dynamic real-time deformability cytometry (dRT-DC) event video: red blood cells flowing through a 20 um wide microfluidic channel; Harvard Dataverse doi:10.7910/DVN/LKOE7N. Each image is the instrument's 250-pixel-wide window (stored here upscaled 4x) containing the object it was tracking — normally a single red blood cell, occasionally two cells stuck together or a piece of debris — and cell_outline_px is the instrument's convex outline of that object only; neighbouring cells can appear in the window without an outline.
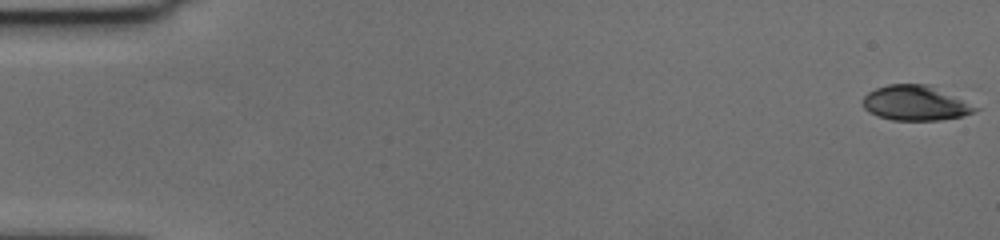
{"species": "human", "species_latin": "Homo sapiens", "temperature_condition": "cold", "stored_images_in_passage": 58, "camera_frame_rate_fps": 3000, "um_per_image_px": 0.085, "donor": {"sex": "female"}, "frame": {"image": 1, "passage_image": 1, "time_ms": 0.0, "image_size_px": [1000, 240], "cell_outline_px": [[980, 108], [964, 116], [940, 120], [892, 120], [876, 116], [868, 112], [864, 108], [860, 100], [868, 92], [876, 88], [888, 84], [932, 84]], "centroid_in_image_um": [77.78, 8.75], "position_along_channel_um": 7.2, "area_um2": 23.24}}
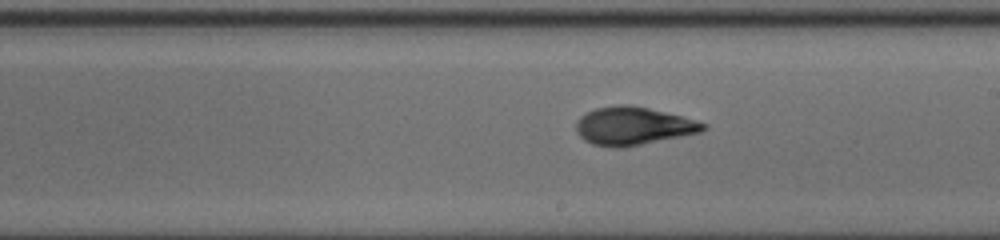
{"frame": {"image": 2, "passage_image": 34, "time_ms": 11.0, "image_size_px": [1000, 240], "cell_outline_px": [[708, 128], [700, 132], [620, 148], [616, 148], [592, 144], [584, 140], [576, 132], [576, 120], [580, 116], [596, 108], [616, 104], [628, 104], [648, 108], [696, 120], [708, 124]], "centroid_in_image_um": [53.78, 10.7], "position_along_channel_um": 235.2, "area_um2": 27.98}}
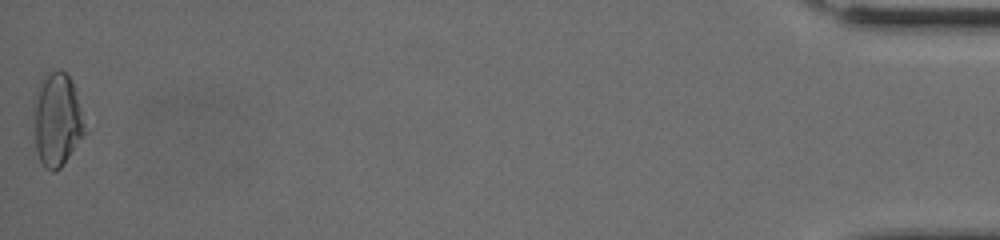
{"frame": {"image": 3, "passage_image": 58, "time_ms": 19.0, "image_size_px": [1000, 240], "cell_outline_px": [[88, 132], [60, 168], [52, 172], [44, 168], [40, 160], [36, 148], [32, 108], [36, 92], [44, 72], [60, 68], [68, 76], [72, 84]], "centroid_in_image_um": [4.83, 10.17], "position_along_channel_um": 430.4, "area_um2": 28.21}, "authors_computed_cell_mechanics": {"area_um2": 26.7614, "velocity_mm_per_s": 3.6391, "shape_relaxation_time_tau1_ms": 4.7256, "shape_relaxation_time_tau2_ms": 1.5479, "deformation_change_tau1": 0.1973, "deformation_change_tau2": 0.0762}}